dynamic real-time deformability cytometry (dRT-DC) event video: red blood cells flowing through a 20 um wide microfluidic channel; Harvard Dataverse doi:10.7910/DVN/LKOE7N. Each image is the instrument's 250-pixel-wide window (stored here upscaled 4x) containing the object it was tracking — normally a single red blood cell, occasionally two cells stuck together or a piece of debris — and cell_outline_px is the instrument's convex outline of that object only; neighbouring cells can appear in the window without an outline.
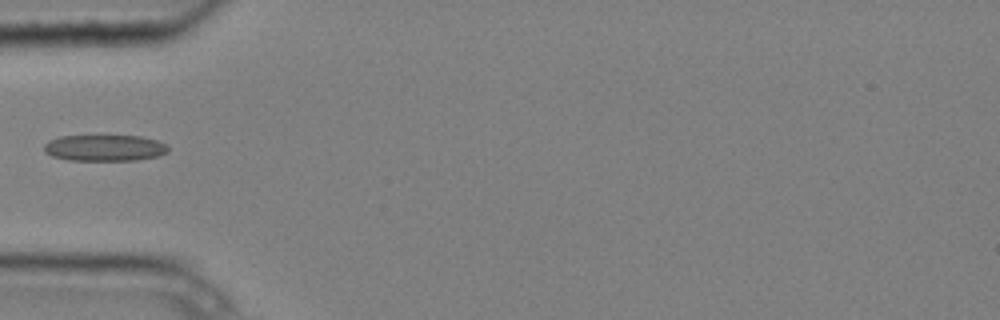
{"species": "common noctule bat (a hibernating species)", "species_latin": "Nyctalus noctula", "temperature_condition": "cold", "stored_images_in_passage": 5, "camera_frame_rate_fps": 3000, "um_per_image_px": 0.085, "animal": {"sex": "male", "body_mass_g": 20.4}, "frame": {"image": 1, "passage_image": 4, "time_ms": 1.0, "image_size_px": [1000, 320], "cell_outline_px": [[168, 152], [156, 156], [136, 160], [68, 160], [52, 156], [44, 152], [44, 144], [48, 140], [60, 136], [140, 136], [156, 140], [164, 144], [168, 148]], "centroid_in_image_um": [8.84, 12.57], "position_along_channel_um": 76.2, "area_um2": 18.9}}
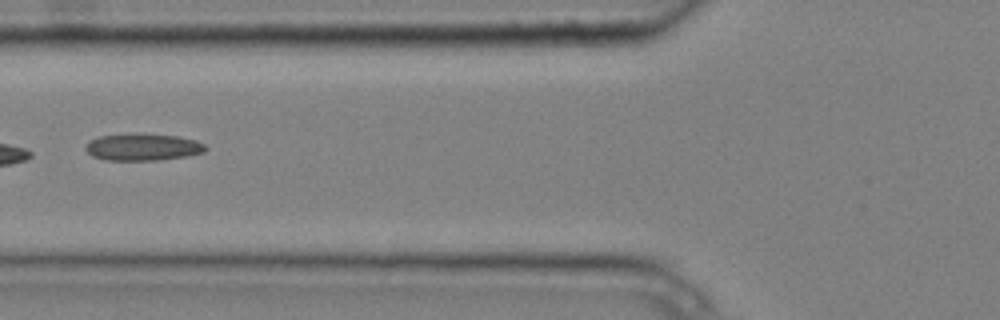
{"frame": {"image": 2, "passage_image": 5, "time_ms": 1.333, "image_size_px": [1000, 320], "cell_outline_px": [[208, 148], [204, 152], [188, 156], [156, 160], [104, 160], [92, 156], [84, 148], [92, 140], [100, 136], [132, 132], [144, 132], [176, 136], [196, 140], [204, 144]], "centroid_in_image_um": [12.16, 12.48], "position_along_channel_um": 113.6, "area_um2": 19.19}}